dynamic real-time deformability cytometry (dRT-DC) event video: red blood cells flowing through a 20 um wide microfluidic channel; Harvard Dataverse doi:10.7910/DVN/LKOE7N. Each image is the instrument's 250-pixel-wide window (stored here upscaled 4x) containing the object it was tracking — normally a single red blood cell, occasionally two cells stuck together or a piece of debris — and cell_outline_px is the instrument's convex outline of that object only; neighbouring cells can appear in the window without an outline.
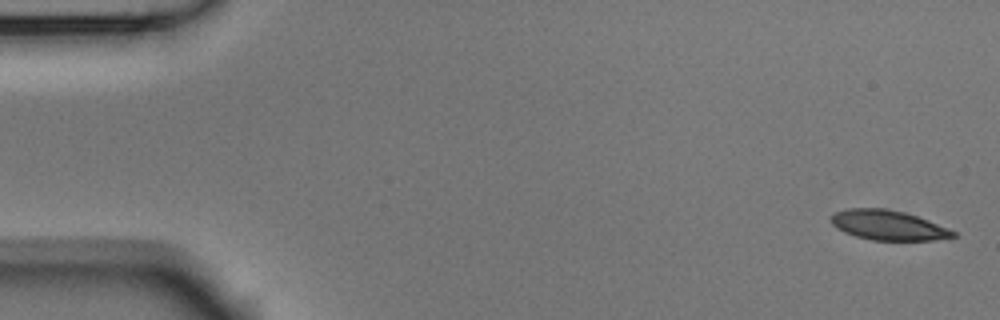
{"species": "Egyptian fruit bat (a non-hibernating species)", "species_latin": "Rousettus aegyptiacus", "temperature_condition": "room temperature", "stored_images_in_passage": 6, "camera_frame_rate_fps": 3000, "um_per_image_px": 0.085, "animal": {"sex": "male"}, "frame": {"image": 1, "passage_image": 1, "time_ms": 0.0, "image_size_px": [1000, 320], "cell_outline_px": [[956, 236], [936, 240], [872, 240], [856, 236], [844, 232], [836, 228], [832, 224], [832, 216], [836, 212], [848, 208], [884, 208], [904, 212], [928, 220], [956, 232]], "centroid_in_image_um": [75.49, 19.14], "position_along_channel_um": 9.5, "area_um2": 20.98}}
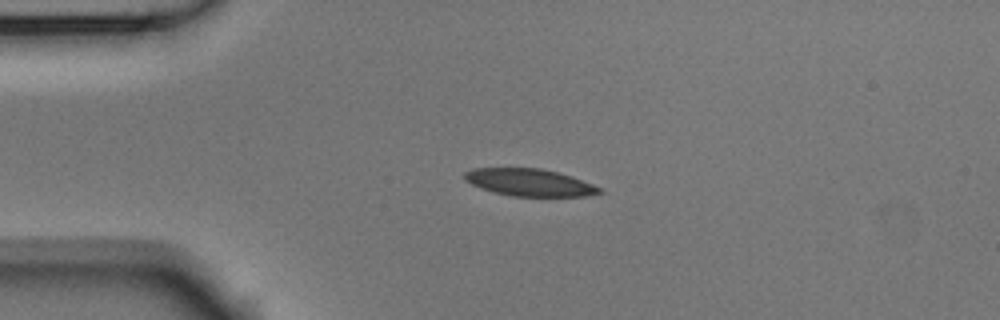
{"frame": {"image": 2, "passage_image": 4, "time_ms": 1.0, "image_size_px": [1000, 320], "cell_outline_px": [[604, 192], [588, 196], [512, 196], [480, 188], [464, 180], [464, 172], [472, 168], [540, 168], [572, 176], [604, 188]], "centroid_in_image_um": [45.04, 15.51], "position_along_channel_um": 40.0, "area_um2": 21.5}}
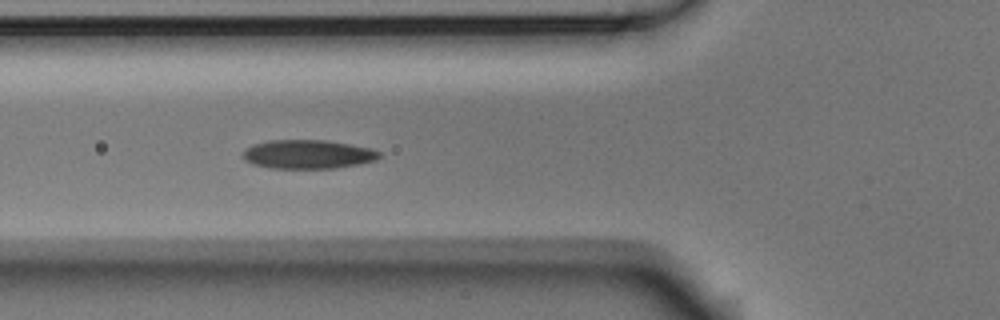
{"frame": {"image": 3, "passage_image": 6, "time_ms": 1.667, "image_size_px": [1000, 320], "cell_outline_px": [[380, 156], [376, 160], [360, 164], [336, 168], [268, 168], [252, 164], [244, 160], [240, 156], [240, 152], [244, 148], [252, 144], [268, 140], [324, 140], [372, 148], [380, 152]], "centroid_in_image_um": [26.09, 13.11], "position_along_channel_um": 99.7, "area_um2": 23.29}}